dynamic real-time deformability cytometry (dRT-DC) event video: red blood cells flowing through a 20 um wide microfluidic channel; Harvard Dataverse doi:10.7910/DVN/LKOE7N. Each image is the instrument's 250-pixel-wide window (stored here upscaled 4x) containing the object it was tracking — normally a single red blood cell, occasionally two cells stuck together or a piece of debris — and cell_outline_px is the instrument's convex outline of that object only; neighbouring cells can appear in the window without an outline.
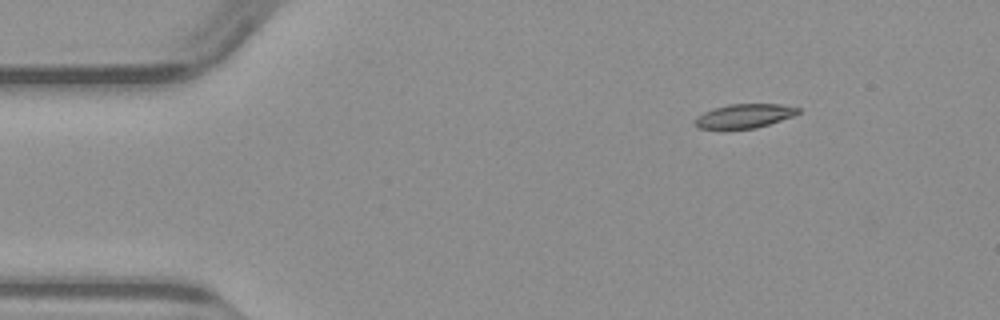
{"species": "common noctule bat (a hibernating species)", "species_latin": "Nyctalus noctula", "temperature_condition": "warm", "stored_images_in_passage": 44, "camera_frame_rate_fps": 3000, "um_per_image_px": 0.085, "animal": {"sex": "male", "body_mass_g": 23.1, "forearm_length_mm": 52.7}, "frame": {"image": 1, "passage_image": 1, "time_ms": 0.0, "image_size_px": [1000, 320], "cell_outline_px": [[800, 112], [792, 116], [756, 128], [700, 128], [696, 124], [696, 120], [704, 112], [728, 104], [780, 104], [800, 108]], "centroid_in_image_um": [63.33, 9.84], "position_along_channel_um": 21.7, "area_um2": 13.93}}
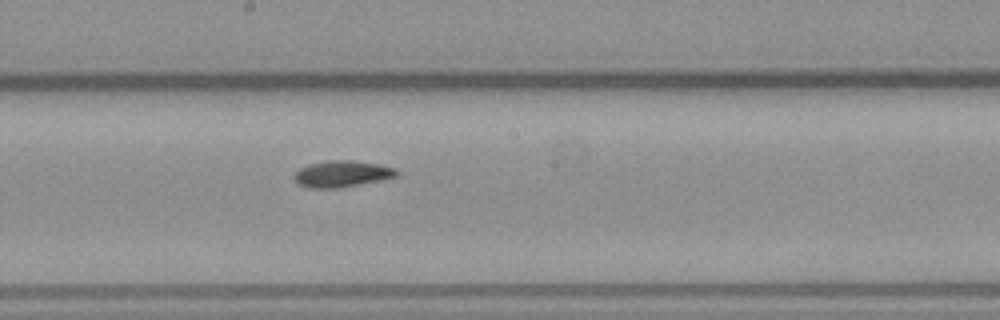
{"frame": {"image": 2, "passage_image": 21, "time_ms": 6.667, "image_size_px": [1000, 320], "cell_outline_px": [[400, 172], [396, 176], [380, 180], [340, 188], [308, 188], [300, 184], [296, 180], [296, 172], [300, 168], [308, 164], [328, 160], [352, 160], [380, 164], [396, 168]], "centroid_in_image_um": [29.11, 14.77], "position_along_channel_um": 219.1, "area_um2": 15.72}}
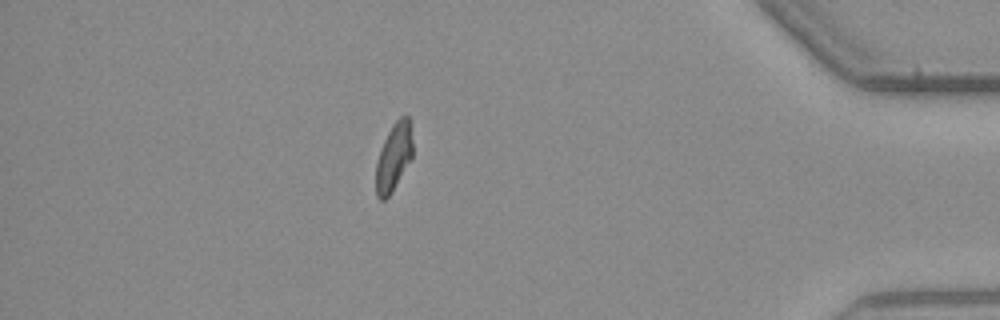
{"frame": {"image": 3, "passage_image": 38, "time_ms": 12.333, "image_size_px": [1000, 320], "cell_outline_px": [[412, 156], [392, 192], [384, 200], [380, 200], [376, 196], [376, 164], [384, 140], [392, 124], [400, 116], [408, 116], [412, 140]], "centroid_in_image_um": [33.45, 13.36], "position_along_channel_um": 401.7, "area_um2": 14.22}}